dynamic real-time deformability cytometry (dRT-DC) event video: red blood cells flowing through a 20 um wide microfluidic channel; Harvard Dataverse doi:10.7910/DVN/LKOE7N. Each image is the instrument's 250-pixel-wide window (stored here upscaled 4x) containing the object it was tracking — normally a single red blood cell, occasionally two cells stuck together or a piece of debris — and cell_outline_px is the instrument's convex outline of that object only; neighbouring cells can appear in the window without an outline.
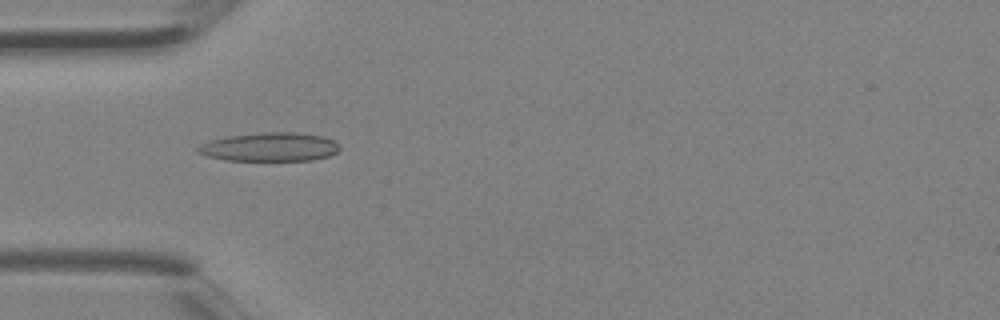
{"species": "Egyptian fruit bat (a non-hibernating species)", "species_latin": "Rousettus aegyptiacus", "temperature_condition": "room temperature", "stored_images_in_passage": 4, "camera_frame_rate_fps": 3000, "um_per_image_px": 0.085, "animal": {"sex": "female"}, "frame": {"image": 1, "passage_image": 3, "time_ms": 0.667, "image_size_px": [1000, 320], "cell_outline_px": [[340, 148], [336, 152], [328, 156], [312, 160], [224, 160], [204, 156], [196, 152], [196, 148], [200, 144], [212, 140], [228, 136], [264, 132], [292, 132], [320, 136], [332, 140]], "centroid_in_image_um": [22.85, 12.5], "position_along_channel_um": 62.1, "area_um2": 23.52}}
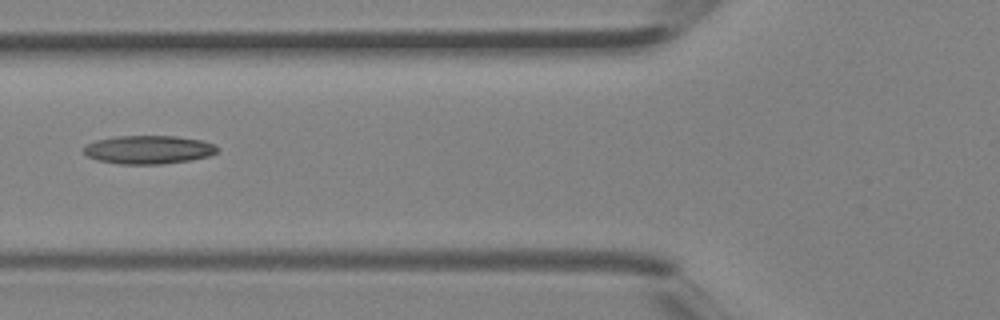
{"frame": {"image": 2, "passage_image": 4, "time_ms": 1.0, "image_size_px": [1000, 320], "cell_outline_px": [[220, 148], [216, 152], [208, 156], [192, 160], [160, 164], [120, 164], [96, 160], [88, 156], [84, 152], [84, 148], [88, 144], [96, 140], [116, 136], [176, 136], [200, 140], [216, 144]], "centroid_in_image_um": [12.65, 12.72], "position_along_channel_um": 113.2, "area_um2": 22.14}}